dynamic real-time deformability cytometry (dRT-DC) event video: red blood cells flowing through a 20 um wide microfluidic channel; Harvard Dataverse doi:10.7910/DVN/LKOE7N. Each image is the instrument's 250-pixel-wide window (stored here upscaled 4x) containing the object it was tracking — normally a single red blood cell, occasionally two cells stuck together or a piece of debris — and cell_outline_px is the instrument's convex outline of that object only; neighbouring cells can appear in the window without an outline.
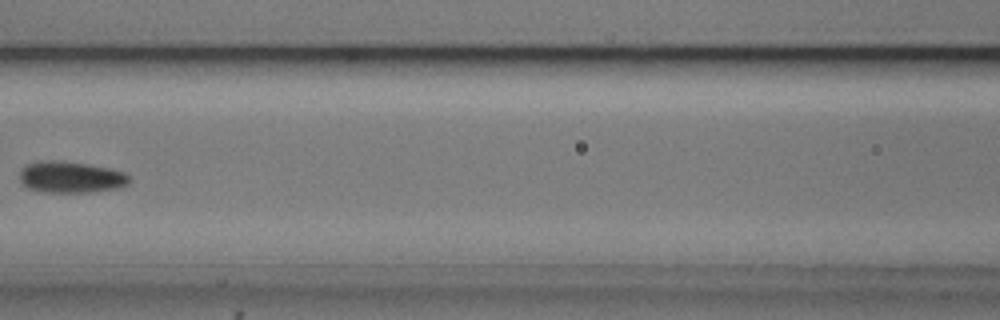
{"species": "common noctule bat (a hibernating species)", "species_latin": "Nyctalus noctula", "temperature_condition": "cold", "stored_images_in_passage": 5, "camera_frame_rate_fps": 3000, "um_per_image_px": 0.085, "animal": {"sex": "male", "body_mass_g": 20.5, "forearm_length_mm": 52.5}, "frame": {"image": 1, "passage_image": 5, "time_ms": 4.667, "image_size_px": [1000, 320], "cell_outline_px": [[132, 180], [128, 184], [120, 188], [88, 192], [40, 192], [28, 188], [20, 180], [20, 172], [28, 164], [40, 160], [60, 160], [88, 164], [112, 168], [124, 172]], "centroid_in_image_um": [6.06, 15.05], "position_along_channel_um": 160.5, "area_um2": 20.29}}